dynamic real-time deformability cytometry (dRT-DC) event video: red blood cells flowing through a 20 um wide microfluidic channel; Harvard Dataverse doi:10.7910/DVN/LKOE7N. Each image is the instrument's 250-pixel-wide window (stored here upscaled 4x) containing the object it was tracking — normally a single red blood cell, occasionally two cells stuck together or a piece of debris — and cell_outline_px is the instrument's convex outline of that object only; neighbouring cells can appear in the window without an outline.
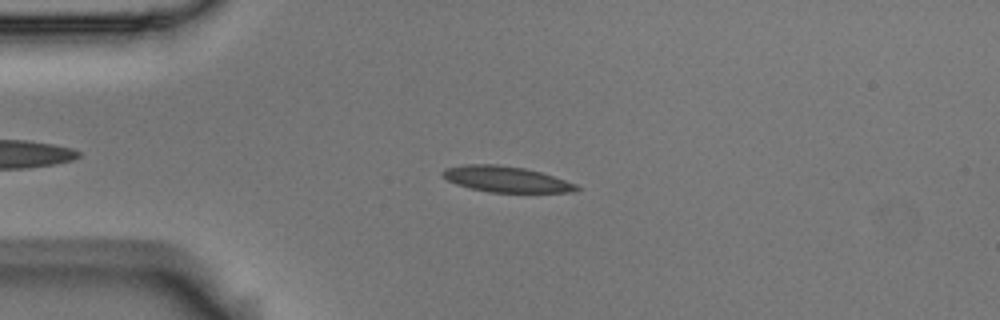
{"species": "Egyptian fruit bat (a non-hibernating species)", "species_latin": "Rousettus aegyptiacus", "temperature_condition": "room temperature", "stored_images_in_passage": 8, "camera_frame_rate_fps": 3000, "um_per_image_px": 0.085, "animal": {"sex": "male"}, "frame": {"image": 1, "passage_image": 4, "time_ms": 1.0, "image_size_px": [1000, 320], "cell_outline_px": [[580, 188], [576, 192], [488, 192], [456, 184], [448, 180], [440, 172], [444, 168], [464, 164], [496, 164], [524, 168], [540, 172], [576, 184]], "centroid_in_image_um": [42.99, 15.22], "position_along_channel_um": 42.0, "area_um2": 20.0}}
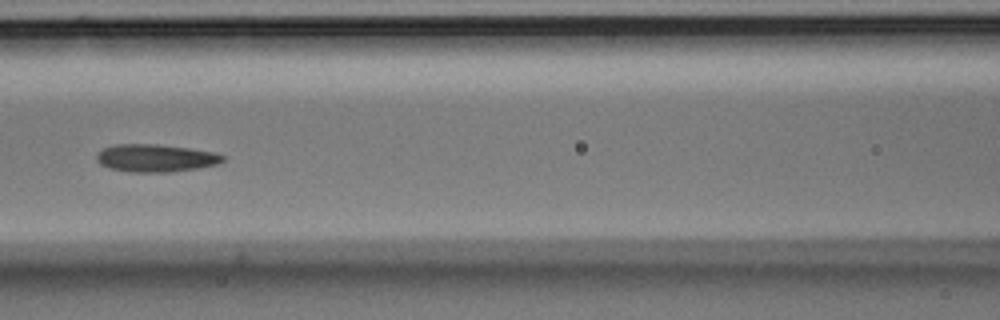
{"frame": {"image": 2, "passage_image": 7, "time_ms": 2.0, "image_size_px": [1000, 320], "cell_outline_px": [[224, 160], [216, 164], [196, 168], [172, 172], [132, 172], [112, 168], [100, 164], [96, 160], [96, 152], [112, 144], [156, 144], [188, 148], [216, 152], [224, 156]], "centroid_in_image_um": [13.2, 13.42], "position_along_channel_um": 153.4, "area_um2": 20.29}}
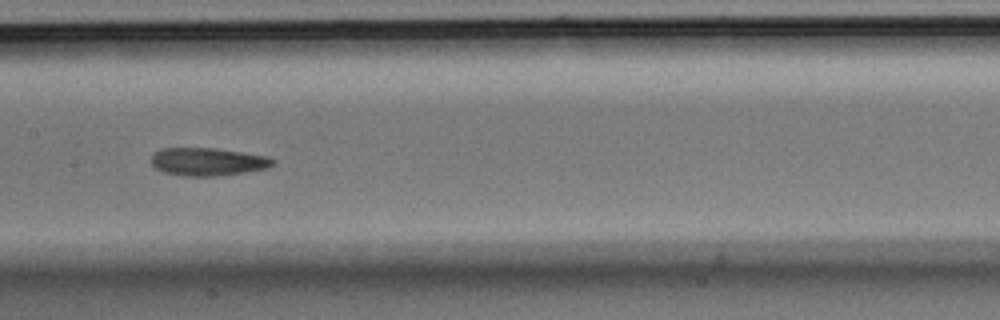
{"frame": {"image": 3, "passage_image": 8, "time_ms": 2.333, "image_size_px": [1000, 320], "cell_outline_px": [[276, 164], [268, 168], [244, 172], [216, 176], [184, 176], [164, 172], [156, 168], [152, 164], [152, 152], [160, 148], [216, 148], [268, 156], [276, 160]], "centroid_in_image_um": [17.68, 13.74], "position_along_channel_um": 189.7, "area_um2": 19.94}}